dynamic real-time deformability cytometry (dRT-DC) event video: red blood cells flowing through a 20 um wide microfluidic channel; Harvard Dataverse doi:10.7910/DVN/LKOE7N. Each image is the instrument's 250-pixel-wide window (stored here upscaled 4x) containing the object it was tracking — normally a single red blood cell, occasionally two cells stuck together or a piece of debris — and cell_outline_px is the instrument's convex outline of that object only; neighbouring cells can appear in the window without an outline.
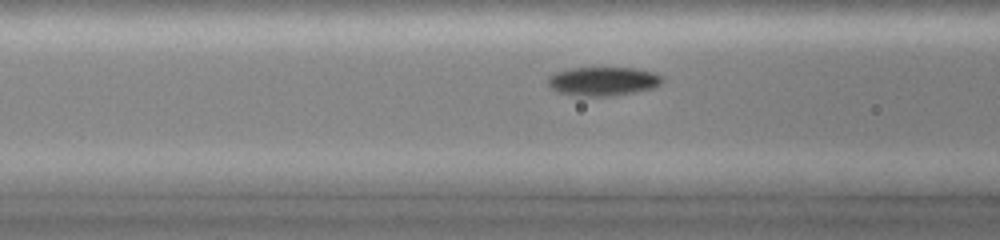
{"species": "common noctule bat (a hibernating species)", "species_latin": "Nyctalus noctula", "temperature_condition": "cold", "stored_images_in_passage": 33, "camera_frame_rate_fps": 3000, "um_per_image_px": 0.085, "animal": {"sex": "female", "body_mass_g": 19.0, "forearm_length_mm": 51.5}, "frame": {"image": 1, "passage_image": 5, "time_ms": 1.0, "image_size_px": [1000, 240], "cell_outline_px": [[664, 80], [660, 84], [652, 88], [632, 92], [608, 96], [576, 96], [560, 92], [552, 88], [548, 84], [548, 76], [556, 72], [572, 68], [640, 68], [664, 76]], "centroid_in_image_um": [51.28, 6.9], "position_along_channel_um": 115.3, "area_um2": 19.13}}
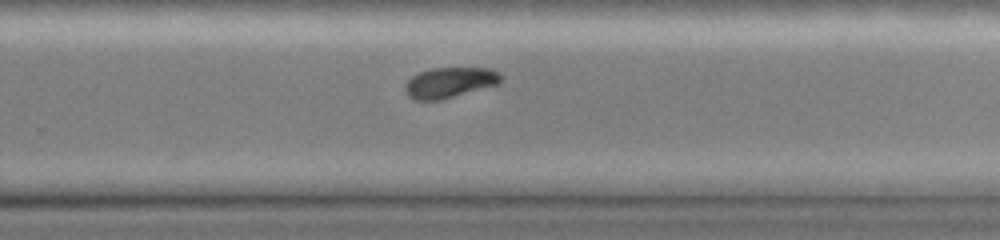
{"frame": {"image": 2, "passage_image": 26, "time_ms": 5.333, "image_size_px": [1000, 240], "cell_outline_px": [[504, 76], [496, 84], [440, 100], [416, 100], [408, 96], [404, 88], [404, 84], [412, 76], [420, 72], [432, 68], [488, 68], [500, 72]], "centroid_in_image_um": [38.2, 7.0], "position_along_channel_um": 291.6, "area_um2": 16.82}}
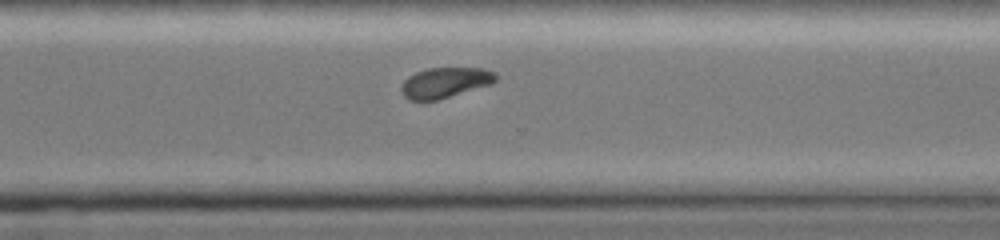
{"frame": {"image": 3, "passage_image": 30, "time_ms": 6.333, "image_size_px": [1000, 240], "cell_outline_px": [[496, 80], [492, 84], [436, 100], [408, 100], [404, 96], [400, 88], [404, 80], [408, 76], [416, 72], [428, 68], [480, 68], [496, 72]], "centroid_in_image_um": [37.82, 7.01], "position_along_channel_um": 332.8, "area_um2": 16.65}}